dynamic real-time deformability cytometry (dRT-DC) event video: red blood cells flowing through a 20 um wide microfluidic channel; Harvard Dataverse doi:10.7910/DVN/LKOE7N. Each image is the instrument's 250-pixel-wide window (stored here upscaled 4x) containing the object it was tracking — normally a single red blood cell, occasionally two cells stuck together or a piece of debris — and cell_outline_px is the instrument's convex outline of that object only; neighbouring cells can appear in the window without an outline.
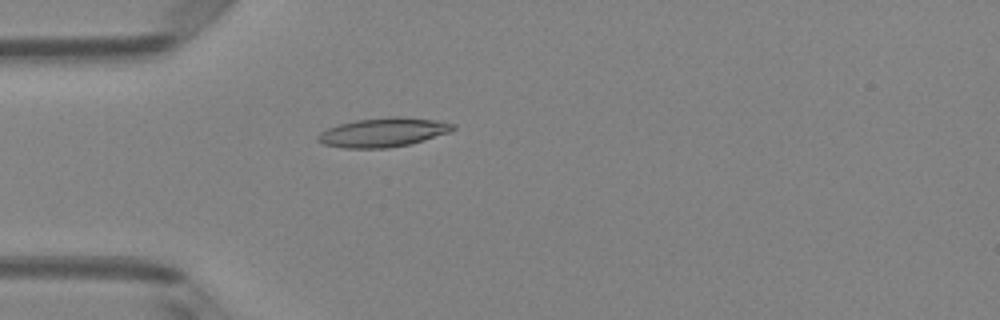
{"species": "Egyptian fruit bat (a non-hibernating species)", "species_latin": "Rousettus aegyptiacus", "temperature_condition": "room temperature", "stored_images_in_passage": 40, "camera_frame_rate_fps": 3000, "um_per_image_px": 0.085, "animal": {"sex": "female"}, "frame": {"image": 1, "passage_image": 4, "time_ms": 1.0, "image_size_px": [1000, 320], "cell_outline_px": [[456, 128], [452, 132], [424, 140], [408, 144], [388, 148], [344, 148], [324, 144], [316, 140], [316, 136], [320, 132], [328, 128], [340, 124], [356, 120], [392, 116], [400, 116], [436, 120], [456, 124]], "centroid_in_image_um": [32.6, 11.24], "position_along_channel_um": 52.4, "area_um2": 23.0}}
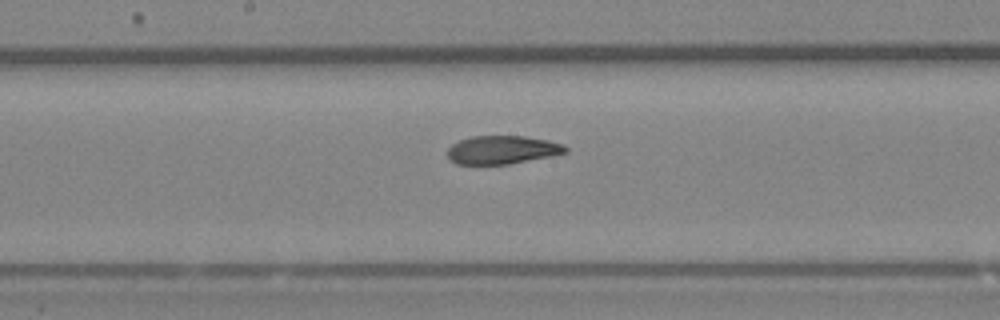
{"frame": {"image": 2, "passage_image": 16, "time_ms": 5.0, "image_size_px": [1000, 320], "cell_outline_px": [[568, 152], [552, 156], [508, 164], [456, 164], [448, 160], [448, 148], [452, 144], [460, 140], [472, 136], [524, 136], [548, 140], [564, 144], [568, 148]], "centroid_in_image_um": [42.7, 12.74], "position_along_channel_um": 205.5, "area_um2": 19.59}}
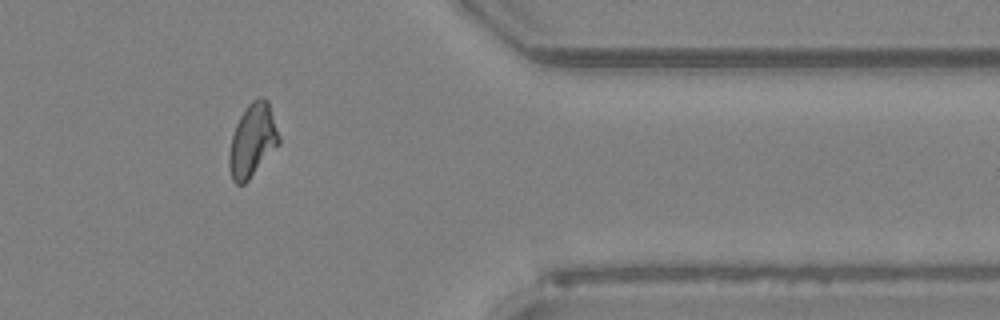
{"frame": {"image": 3, "passage_image": 31, "time_ms": 10.0, "image_size_px": [1000, 320], "cell_outline_px": [[280, 144], [248, 180], [244, 184], [236, 184], [232, 180], [228, 168], [228, 156], [232, 136], [236, 124], [240, 116], [248, 104], [252, 100], [260, 96], [264, 96], [268, 100], [280, 136]], "centroid_in_image_um": [21.47, 11.93], "position_along_channel_um": 389.9, "area_um2": 21.39}, "authors_computed_cell_mechanics": {"area_um2": 20.6057, "velocity_mm_per_s": 4.0586, "shape_relaxation_time_tau1_ms": null, "shape_relaxation_time_tau2_ms": 2.377, "deformation_change_tau1": null, "deformation_change_tau2": 0.0861}}